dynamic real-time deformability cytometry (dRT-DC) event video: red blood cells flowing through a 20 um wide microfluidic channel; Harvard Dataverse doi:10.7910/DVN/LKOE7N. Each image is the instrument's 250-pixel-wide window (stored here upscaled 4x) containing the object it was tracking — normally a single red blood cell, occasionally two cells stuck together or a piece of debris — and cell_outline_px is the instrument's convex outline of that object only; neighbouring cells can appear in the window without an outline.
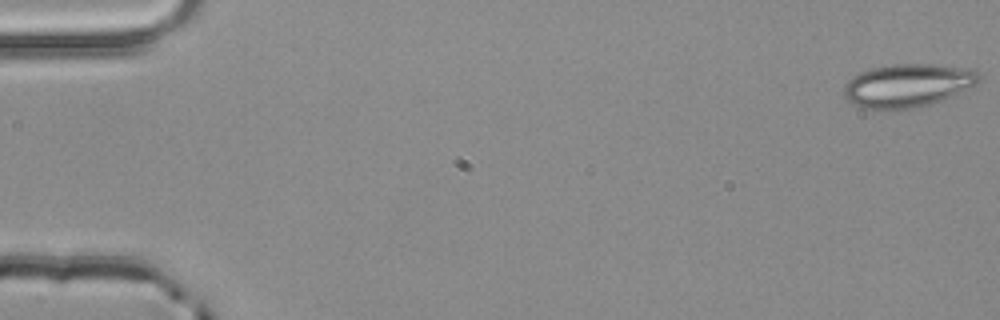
{"species": "common noctule bat (a hibernating species)", "species_latin": "Nyctalus noctula", "temperature_condition": "room temperature", "stored_images_in_passage": 4, "camera_frame_rate_fps": 3000, "um_per_image_px": 0.085, "animal": {"sex": "male", "body_mass_g": 20.4}, "frame": {"image": 1, "passage_image": 1, "time_ms": 0.0, "image_size_px": [1000, 320], "cell_outline_px": [[980, 80], [976, 84], [940, 100], [928, 104], [912, 108], [860, 108], [848, 100], [844, 92], [844, 84], [852, 76], [860, 72], [872, 68], [896, 64], [932, 64], [972, 68], [980, 72]], "centroid_in_image_um": [77.15, 7.23], "position_along_channel_um": 7.8, "area_um2": 33.58}}